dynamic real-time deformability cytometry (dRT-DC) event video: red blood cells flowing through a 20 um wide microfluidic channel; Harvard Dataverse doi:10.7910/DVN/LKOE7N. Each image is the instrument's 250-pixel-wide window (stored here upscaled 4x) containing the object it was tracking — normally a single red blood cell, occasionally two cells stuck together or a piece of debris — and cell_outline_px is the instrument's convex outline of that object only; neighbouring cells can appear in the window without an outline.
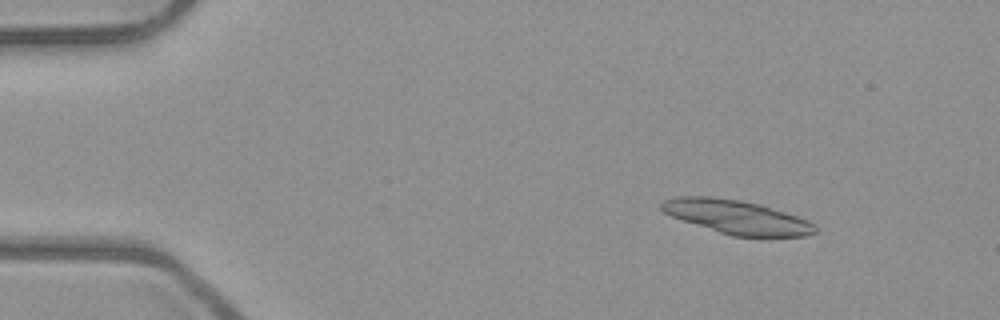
{"species": "common noctule bat (a hibernating species)", "species_latin": "Nyctalus noctula", "temperature_condition": "room temperature", "stored_images_in_passage": 25, "camera_frame_rate_fps": 3000, "um_per_image_px": 0.085, "animal": {"sex": "male", "body_mass_g": 23.1, "forearm_length_mm": 52.7}, "frame": {"image": 1, "passage_image": 7, "time_ms": 2.0, "image_size_px": [1000, 320], "cell_outline_px": [[816, 232], [804, 236], [732, 236], [672, 216], [664, 212], [660, 208], [660, 204], [664, 200], [676, 196], [712, 196], [740, 200], [760, 204], [808, 220], [816, 228]], "centroid_in_image_um": [62.59, 18.43], "position_along_channel_um": 22.4, "area_um2": 29.77}}